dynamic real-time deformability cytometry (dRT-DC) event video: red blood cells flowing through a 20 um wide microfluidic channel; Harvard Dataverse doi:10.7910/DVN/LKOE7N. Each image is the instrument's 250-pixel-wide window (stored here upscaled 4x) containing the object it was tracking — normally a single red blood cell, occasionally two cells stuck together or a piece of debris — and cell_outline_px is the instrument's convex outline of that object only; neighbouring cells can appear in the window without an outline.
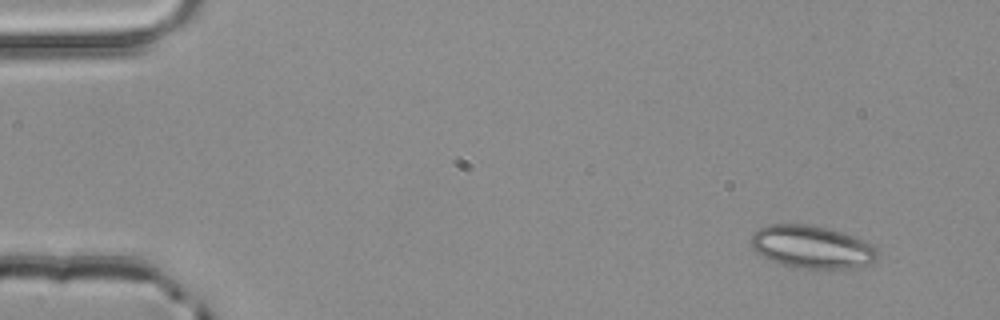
{"species": "common noctule bat (a hibernating species)", "species_latin": "Nyctalus noctula", "temperature_condition": "room temperature", "stored_images_in_passage": 3, "camera_frame_rate_fps": 3000, "um_per_image_px": 0.085, "animal": {"sex": "male", "body_mass_g": 20.4}, "frame": {"image": 1, "passage_image": 1, "time_ms": 0.0, "image_size_px": [1000, 320], "cell_outline_px": [[876, 256], [872, 264], [856, 268], [804, 268], [780, 264], [768, 260], [756, 252], [752, 248], [752, 236], [760, 228], [772, 224], [808, 224], [828, 228], [864, 240], [872, 244], [876, 248]], "centroid_in_image_um": [69.02, 21.0], "position_along_channel_um": 16.0, "area_um2": 31.33}}
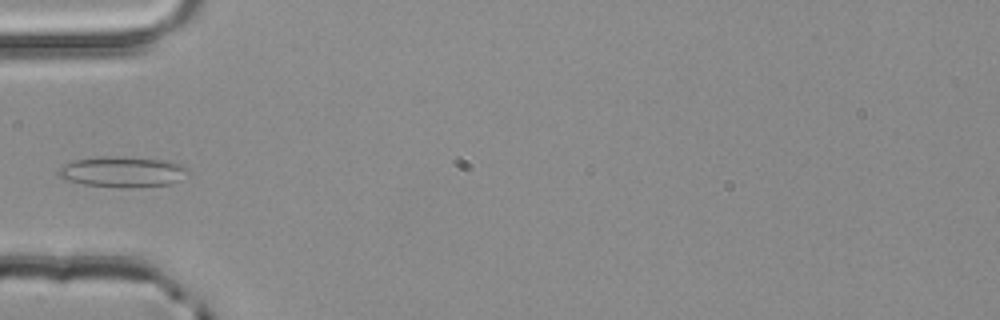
{"frame": {"image": 2, "passage_image": 3, "time_ms": 0.667, "image_size_px": [1000, 320], "cell_outline_px": [[192, 172], [188, 176], [172, 184], [132, 188], [120, 188], [84, 184], [64, 180], [56, 176], [56, 172], [64, 164], [72, 160], [100, 156], [124, 156], [168, 160], [184, 164]], "centroid_in_image_um": [10.46, 14.6], "position_along_channel_um": 74.5, "area_um2": 24.1}}